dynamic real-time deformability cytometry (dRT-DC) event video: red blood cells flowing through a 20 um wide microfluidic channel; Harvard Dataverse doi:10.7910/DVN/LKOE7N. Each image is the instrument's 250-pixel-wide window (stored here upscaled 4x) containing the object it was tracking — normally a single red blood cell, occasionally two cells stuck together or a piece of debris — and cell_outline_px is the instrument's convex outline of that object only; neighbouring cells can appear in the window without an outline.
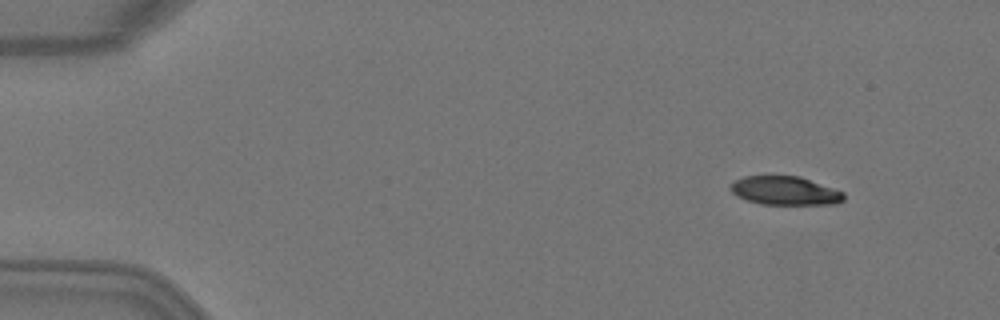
{"species": "Egyptian fruit bat (a non-hibernating species)", "species_latin": "Rousettus aegyptiacus", "temperature_condition": "warm", "stored_images_in_passage": 4, "camera_frame_rate_fps": 3000, "um_per_image_px": 0.085, "animal": {"sex": "female"}, "frame": {"image": 1, "passage_image": 1, "time_ms": 0.0, "image_size_px": [1000, 320], "cell_outline_px": [[844, 200], [836, 204], [760, 204], [736, 196], [728, 188], [728, 184], [732, 180], [744, 176], [800, 176], [844, 192]], "centroid_in_image_um": [66.67, 16.2], "position_along_channel_um": 18.3, "area_um2": 19.07}}